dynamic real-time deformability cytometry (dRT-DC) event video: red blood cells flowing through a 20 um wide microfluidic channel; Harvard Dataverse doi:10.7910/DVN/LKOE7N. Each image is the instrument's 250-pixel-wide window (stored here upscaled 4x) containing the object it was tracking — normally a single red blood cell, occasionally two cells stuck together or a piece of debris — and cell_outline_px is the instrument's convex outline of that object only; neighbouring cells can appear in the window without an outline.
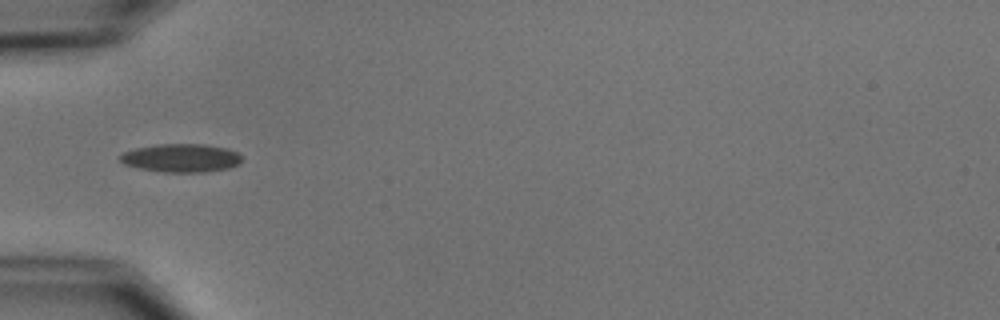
{"species": "common noctule bat (a hibernating species)", "species_latin": "Nyctalus noctula", "temperature_condition": "cold", "stored_images_in_passage": 9, "camera_frame_rate_fps": 3000, "um_per_image_px": 0.085, "animal": {"sex": "male", "body_mass_g": 15.6}, "frame": {"image": 1, "passage_image": 6, "time_ms": 6.0, "image_size_px": [1000, 320], "cell_outline_px": [[240, 164], [228, 168], [204, 172], [164, 172], [140, 168], [124, 164], [120, 160], [120, 156], [124, 152], [136, 148], [156, 144], [204, 144], [228, 148], [236, 152], [240, 156]], "centroid_in_image_um": [15.4, 13.42], "position_along_channel_um": 69.6, "area_um2": 20.0}}
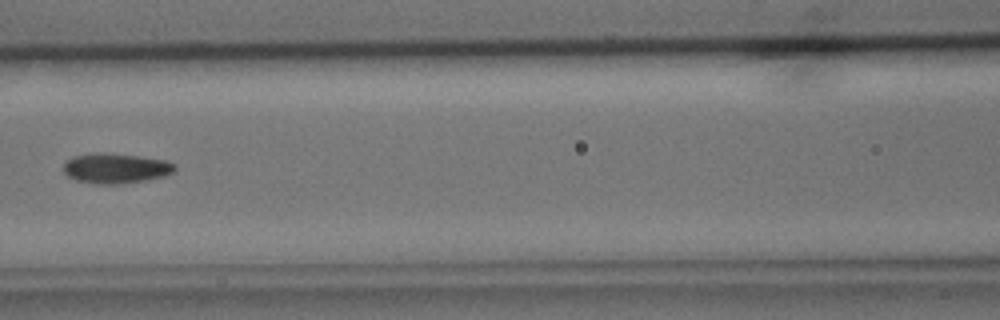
{"frame": {"image": 2, "passage_image": 8, "time_ms": 8.333, "image_size_px": [1000, 320], "cell_outline_px": [[176, 172], [164, 176], [144, 180], [116, 184], [96, 184], [76, 180], [68, 176], [64, 172], [64, 164], [72, 156], [96, 152], [136, 156], [168, 160], [176, 164]], "centroid_in_image_um": [9.86, 14.3], "position_along_channel_um": 156.7, "area_um2": 19.48}}
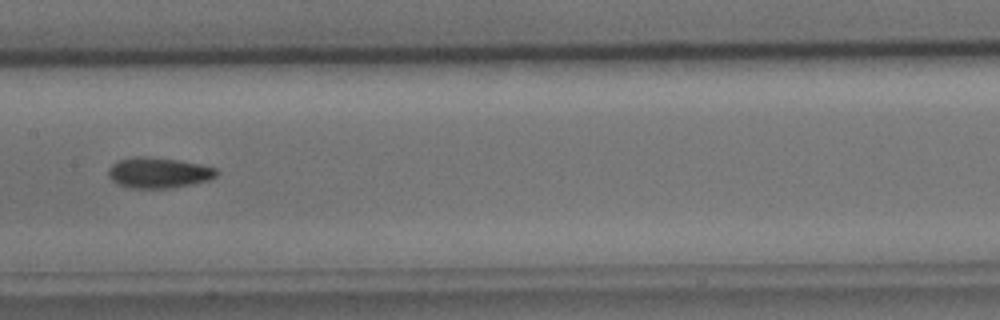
{"frame": {"image": 3, "passage_image": 9, "time_ms": 9.333, "image_size_px": [1000, 320], "cell_outline_px": [[216, 176], [208, 180], [168, 188], [128, 188], [112, 180], [108, 176], [108, 168], [112, 164], [120, 160], [136, 156], [148, 156], [180, 160], [200, 164], [216, 168]], "centroid_in_image_um": [13.44, 14.67], "position_along_channel_um": 194.0, "area_um2": 19.13}}